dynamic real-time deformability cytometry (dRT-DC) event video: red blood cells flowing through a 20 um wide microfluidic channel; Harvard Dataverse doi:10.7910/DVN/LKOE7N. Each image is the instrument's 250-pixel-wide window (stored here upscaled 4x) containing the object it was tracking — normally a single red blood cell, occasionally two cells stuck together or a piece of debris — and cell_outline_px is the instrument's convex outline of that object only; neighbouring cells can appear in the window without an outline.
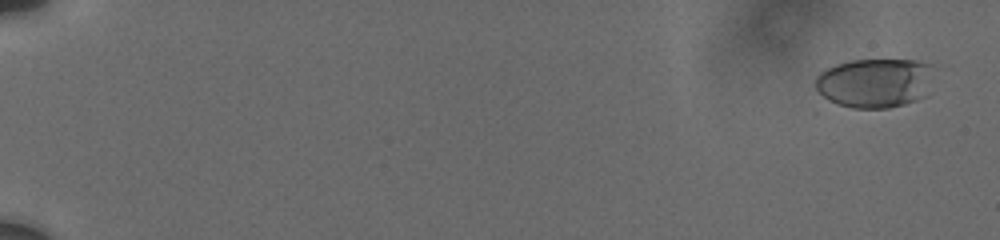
{"species": "human", "species_latin": "Homo sapiens", "temperature_condition": "cold", "stored_images_in_passage": 35, "camera_frame_rate_fps": 3000, "um_per_image_px": 0.085, "donor": {"sex": "male"}, "frame": {"image": 1, "passage_image": 2, "time_ms": 0.667, "image_size_px": [1000, 240], "cell_outline_px": [[932, 64], [924, 96], [916, 100], [904, 104], [888, 108], [852, 108], [824, 104], [816, 88], [816, 76], [820, 72], [836, 64], [852, 60], [916, 60]], "centroid_in_image_um": [74.23, 7.08], "position_along_channel_um": 10.8, "area_um2": 34.39}}
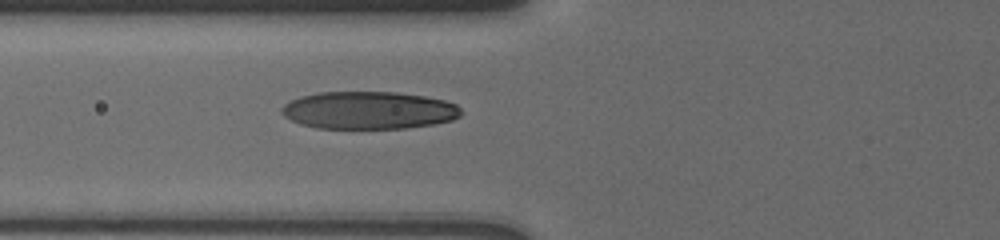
{"frame": {"image": 2, "passage_image": 21, "time_ms": 8.333, "image_size_px": [1000, 240], "cell_outline_px": [[460, 116], [452, 120], [432, 124], [404, 128], [316, 128], [300, 124], [284, 116], [280, 112], [280, 108], [284, 104], [292, 100], [304, 96], [320, 92], [396, 92], [424, 96], [444, 100], [456, 104], [460, 108]], "centroid_in_image_um": [31.33, 9.37], "position_along_channel_um": 94.5, "area_um2": 39.13}}
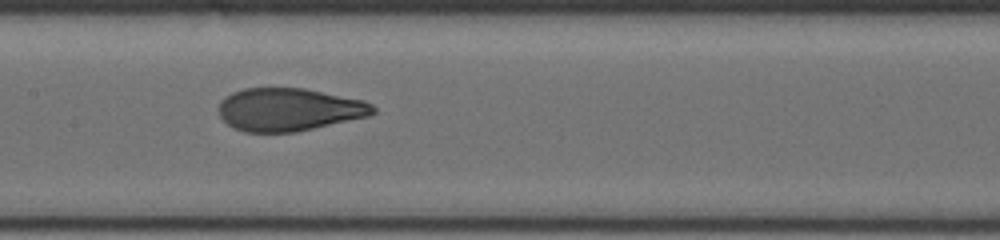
{"frame": {"image": 3, "passage_image": 34, "time_ms": 10.667, "image_size_px": [1000, 240], "cell_outline_px": [[376, 112], [368, 116], [296, 132], [244, 132], [232, 128], [220, 116], [220, 100], [232, 92], [244, 88], [304, 88], [364, 100], [372, 104], [376, 108]], "centroid_in_image_um": [24.56, 9.31], "position_along_channel_um": 182.8, "area_um2": 38.55}}